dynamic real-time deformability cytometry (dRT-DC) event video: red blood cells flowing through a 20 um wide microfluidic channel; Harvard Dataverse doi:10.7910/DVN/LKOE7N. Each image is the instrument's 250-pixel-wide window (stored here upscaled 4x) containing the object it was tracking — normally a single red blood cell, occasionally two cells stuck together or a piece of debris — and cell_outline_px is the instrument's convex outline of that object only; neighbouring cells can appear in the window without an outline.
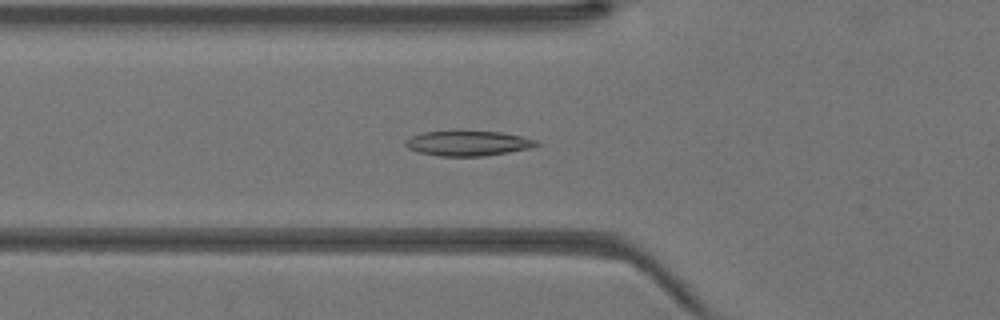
{"species": "Egyptian fruit bat (a non-hibernating species)", "species_latin": "Rousettus aegyptiacus", "temperature_condition": "warm", "stored_images_in_passage": 43, "camera_frame_rate_fps": 3000, "um_per_image_px": 0.085, "animal": {"sex": "female"}, "frame": {"image": 1, "passage_image": 15, "time_ms": 4.667, "image_size_px": [1000, 320], "cell_outline_px": [[540, 144], [532, 148], [484, 156], [440, 156], [420, 152], [408, 148], [404, 144], [404, 140], [420, 132], [456, 128], [500, 132], [540, 140]], "centroid_in_image_um": [39.76, 12.13], "position_along_channel_um": 86.0, "area_um2": 20.06}}
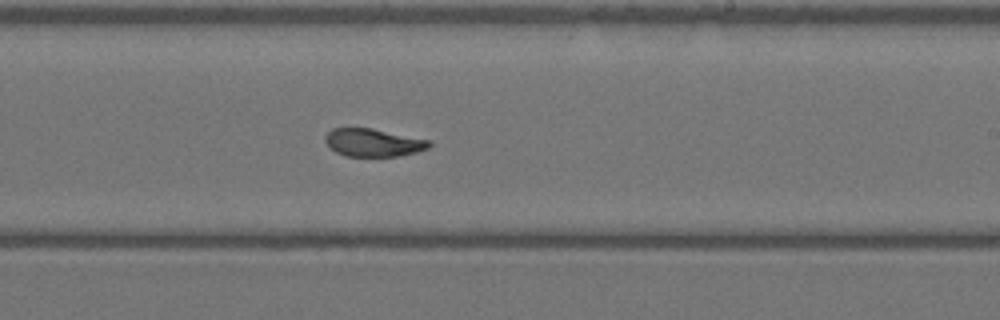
{"frame": {"image": 2, "passage_image": 26, "time_ms": 8.333, "image_size_px": [1000, 320], "cell_outline_px": [[432, 144], [428, 148], [416, 152], [396, 156], [348, 156], [336, 152], [324, 140], [324, 136], [332, 128], [372, 128], [432, 140]], "centroid_in_image_um": [31.75, 12.11], "position_along_channel_um": 257.2, "area_um2": 16.88}}
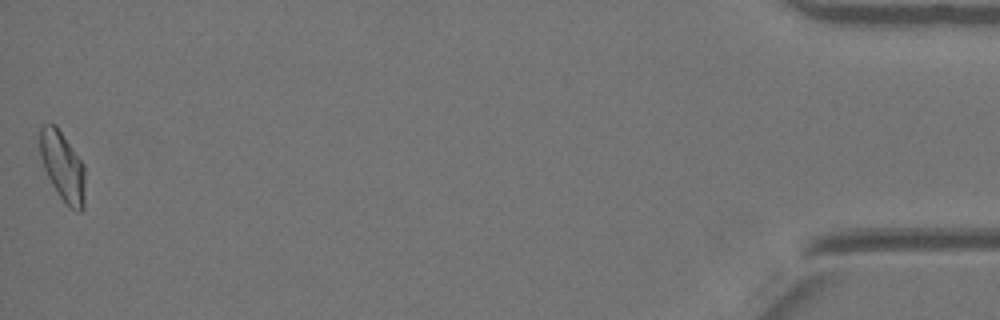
{"frame": {"image": 3, "passage_image": 43, "time_ms": 14.0, "image_size_px": [1000, 320], "cell_outline_px": [[84, 208], [80, 212], [76, 212], [68, 208], [52, 184], [44, 168], [40, 156], [40, 124], [56, 124], [84, 164]], "centroid_in_image_um": [5.33, 14.15], "position_along_channel_um": 429.9, "area_um2": 18.38}}